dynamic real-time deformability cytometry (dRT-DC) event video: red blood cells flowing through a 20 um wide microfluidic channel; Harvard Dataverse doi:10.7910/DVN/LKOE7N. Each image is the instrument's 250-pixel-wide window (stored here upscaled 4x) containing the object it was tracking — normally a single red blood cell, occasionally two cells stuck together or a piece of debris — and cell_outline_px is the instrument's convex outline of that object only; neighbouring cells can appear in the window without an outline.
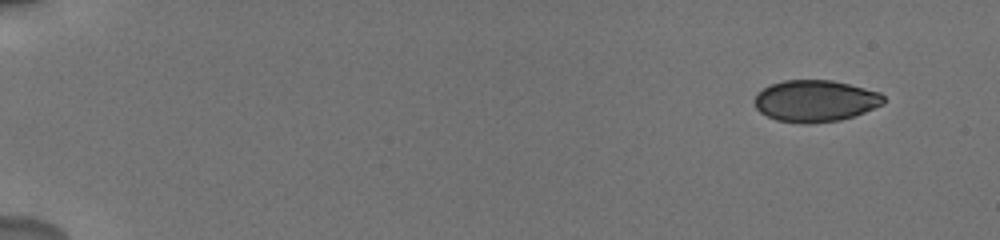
{"species": "human", "species_latin": "Homo sapiens", "temperature_condition": "cold", "stored_images_in_passage": 18, "camera_frame_rate_fps": 3000, "um_per_image_px": 0.085, "donor": {"sex": "male"}, "frame": {"image": 1, "passage_image": 1, "time_ms": 0.0, "image_size_px": [1000, 240], "cell_outline_px": [[884, 104], [864, 112], [840, 120], [808, 124], [804, 124], [776, 120], [760, 112], [756, 108], [756, 92], [772, 84], [784, 80], [832, 80], [880, 92], [884, 96]], "centroid_in_image_um": [69.3, 8.58], "position_along_channel_um": 15.7, "area_um2": 31.21}}
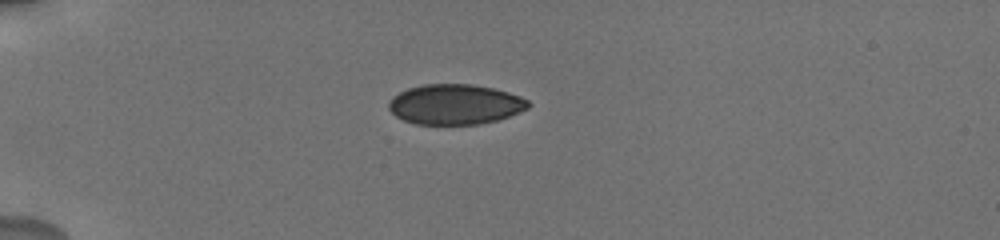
{"frame": {"image": 2, "passage_image": 10, "time_ms": 4.0, "image_size_px": [1000, 240], "cell_outline_px": [[532, 104], [528, 108], [508, 116], [496, 120], [480, 124], [416, 124], [404, 120], [396, 116], [388, 108], [388, 100], [392, 96], [408, 88], [424, 84], [472, 84], [492, 88], [508, 92], [520, 96], [528, 100]], "centroid_in_image_um": [38.67, 8.86], "position_along_channel_um": 46.3, "area_um2": 32.66}}
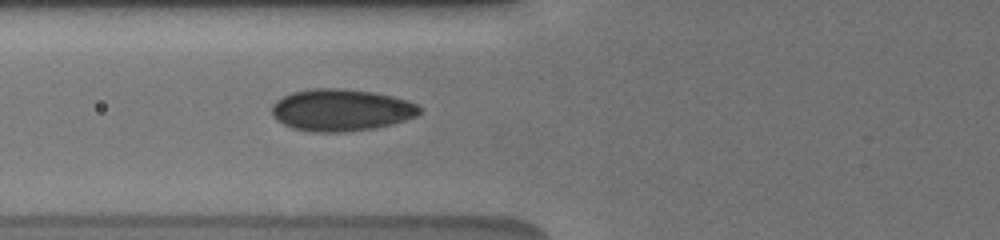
{"frame": {"image": 3, "passage_image": 18, "time_ms": 6.333, "image_size_px": [1000, 240], "cell_outline_px": [[424, 108], [416, 116], [392, 124], [372, 128], [344, 132], [312, 132], [292, 128], [276, 120], [272, 116], [272, 104], [276, 100], [292, 92], [312, 88], [344, 88], [372, 92], [392, 96], [416, 104]], "centroid_in_image_um": [28.97, 9.35], "position_along_channel_um": 96.8, "area_um2": 36.18}}